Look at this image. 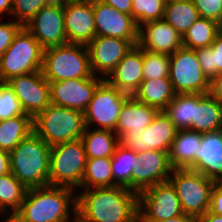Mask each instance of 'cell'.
<instances>
[{
	"label": "cell",
	"instance_id": "cell-1",
	"mask_svg": "<svg viewBox=\"0 0 222 222\" xmlns=\"http://www.w3.org/2000/svg\"><path fill=\"white\" fill-rule=\"evenodd\" d=\"M80 222H134L138 194L121 186L96 187L76 193Z\"/></svg>",
	"mask_w": 222,
	"mask_h": 222
},
{
	"label": "cell",
	"instance_id": "cell-2",
	"mask_svg": "<svg viewBox=\"0 0 222 222\" xmlns=\"http://www.w3.org/2000/svg\"><path fill=\"white\" fill-rule=\"evenodd\" d=\"M74 191L78 190L52 185L27 189L15 215L23 222H67L76 215Z\"/></svg>",
	"mask_w": 222,
	"mask_h": 222
},
{
	"label": "cell",
	"instance_id": "cell-3",
	"mask_svg": "<svg viewBox=\"0 0 222 222\" xmlns=\"http://www.w3.org/2000/svg\"><path fill=\"white\" fill-rule=\"evenodd\" d=\"M51 147L34 132L10 152V172L27 188L49 185Z\"/></svg>",
	"mask_w": 222,
	"mask_h": 222
},
{
	"label": "cell",
	"instance_id": "cell-4",
	"mask_svg": "<svg viewBox=\"0 0 222 222\" xmlns=\"http://www.w3.org/2000/svg\"><path fill=\"white\" fill-rule=\"evenodd\" d=\"M85 128L83 112L53 104L33 118V132L50 147L80 139Z\"/></svg>",
	"mask_w": 222,
	"mask_h": 222
},
{
	"label": "cell",
	"instance_id": "cell-5",
	"mask_svg": "<svg viewBox=\"0 0 222 222\" xmlns=\"http://www.w3.org/2000/svg\"><path fill=\"white\" fill-rule=\"evenodd\" d=\"M41 71L48 82L91 77L87 46L66 43L44 49Z\"/></svg>",
	"mask_w": 222,
	"mask_h": 222
},
{
	"label": "cell",
	"instance_id": "cell-6",
	"mask_svg": "<svg viewBox=\"0 0 222 222\" xmlns=\"http://www.w3.org/2000/svg\"><path fill=\"white\" fill-rule=\"evenodd\" d=\"M44 48L23 26L0 56V82L42 69Z\"/></svg>",
	"mask_w": 222,
	"mask_h": 222
},
{
	"label": "cell",
	"instance_id": "cell-7",
	"mask_svg": "<svg viewBox=\"0 0 222 222\" xmlns=\"http://www.w3.org/2000/svg\"><path fill=\"white\" fill-rule=\"evenodd\" d=\"M86 161L85 147L81 138L52 146L49 185L80 189Z\"/></svg>",
	"mask_w": 222,
	"mask_h": 222
},
{
	"label": "cell",
	"instance_id": "cell-8",
	"mask_svg": "<svg viewBox=\"0 0 222 222\" xmlns=\"http://www.w3.org/2000/svg\"><path fill=\"white\" fill-rule=\"evenodd\" d=\"M168 181L175 188L184 214L199 218L209 210L216 181L189 169H173Z\"/></svg>",
	"mask_w": 222,
	"mask_h": 222
},
{
	"label": "cell",
	"instance_id": "cell-9",
	"mask_svg": "<svg viewBox=\"0 0 222 222\" xmlns=\"http://www.w3.org/2000/svg\"><path fill=\"white\" fill-rule=\"evenodd\" d=\"M169 79L176 94H208L210 80L202 72L195 50L179 48L170 55Z\"/></svg>",
	"mask_w": 222,
	"mask_h": 222
},
{
	"label": "cell",
	"instance_id": "cell-10",
	"mask_svg": "<svg viewBox=\"0 0 222 222\" xmlns=\"http://www.w3.org/2000/svg\"><path fill=\"white\" fill-rule=\"evenodd\" d=\"M129 96L104 80L97 87L84 112L86 127L96 125L95 129L114 131L121 107Z\"/></svg>",
	"mask_w": 222,
	"mask_h": 222
},
{
	"label": "cell",
	"instance_id": "cell-11",
	"mask_svg": "<svg viewBox=\"0 0 222 222\" xmlns=\"http://www.w3.org/2000/svg\"><path fill=\"white\" fill-rule=\"evenodd\" d=\"M138 211L143 222H160L183 214L175 188L169 181L140 192Z\"/></svg>",
	"mask_w": 222,
	"mask_h": 222
},
{
	"label": "cell",
	"instance_id": "cell-12",
	"mask_svg": "<svg viewBox=\"0 0 222 222\" xmlns=\"http://www.w3.org/2000/svg\"><path fill=\"white\" fill-rule=\"evenodd\" d=\"M177 132L169 116L164 111H158L142 134L126 133L119 139V143L136 153L148 150L169 152Z\"/></svg>",
	"mask_w": 222,
	"mask_h": 222
},
{
	"label": "cell",
	"instance_id": "cell-13",
	"mask_svg": "<svg viewBox=\"0 0 222 222\" xmlns=\"http://www.w3.org/2000/svg\"><path fill=\"white\" fill-rule=\"evenodd\" d=\"M6 83L14 91L25 114L34 118L50 103V85L42 71L12 77Z\"/></svg>",
	"mask_w": 222,
	"mask_h": 222
},
{
	"label": "cell",
	"instance_id": "cell-14",
	"mask_svg": "<svg viewBox=\"0 0 222 222\" xmlns=\"http://www.w3.org/2000/svg\"><path fill=\"white\" fill-rule=\"evenodd\" d=\"M103 81L104 79L92 75L89 78L49 82L50 103L84 113L97 87Z\"/></svg>",
	"mask_w": 222,
	"mask_h": 222
},
{
	"label": "cell",
	"instance_id": "cell-15",
	"mask_svg": "<svg viewBox=\"0 0 222 222\" xmlns=\"http://www.w3.org/2000/svg\"><path fill=\"white\" fill-rule=\"evenodd\" d=\"M139 160L131 175V190L140 192L158 183L167 182L173 167L170 163L169 152L148 150L136 153Z\"/></svg>",
	"mask_w": 222,
	"mask_h": 222
},
{
	"label": "cell",
	"instance_id": "cell-16",
	"mask_svg": "<svg viewBox=\"0 0 222 222\" xmlns=\"http://www.w3.org/2000/svg\"><path fill=\"white\" fill-rule=\"evenodd\" d=\"M93 9L96 36L125 39L133 46L138 44L139 27L131 15L99 0L93 2Z\"/></svg>",
	"mask_w": 222,
	"mask_h": 222
},
{
	"label": "cell",
	"instance_id": "cell-17",
	"mask_svg": "<svg viewBox=\"0 0 222 222\" xmlns=\"http://www.w3.org/2000/svg\"><path fill=\"white\" fill-rule=\"evenodd\" d=\"M132 46L125 39L106 36L93 38L87 45L92 74L105 80Z\"/></svg>",
	"mask_w": 222,
	"mask_h": 222
},
{
	"label": "cell",
	"instance_id": "cell-18",
	"mask_svg": "<svg viewBox=\"0 0 222 222\" xmlns=\"http://www.w3.org/2000/svg\"><path fill=\"white\" fill-rule=\"evenodd\" d=\"M24 27L44 49L68 43L63 8L44 6Z\"/></svg>",
	"mask_w": 222,
	"mask_h": 222
},
{
	"label": "cell",
	"instance_id": "cell-19",
	"mask_svg": "<svg viewBox=\"0 0 222 222\" xmlns=\"http://www.w3.org/2000/svg\"><path fill=\"white\" fill-rule=\"evenodd\" d=\"M138 45L153 53L173 54L183 47V37L164 19L139 26Z\"/></svg>",
	"mask_w": 222,
	"mask_h": 222
},
{
	"label": "cell",
	"instance_id": "cell-20",
	"mask_svg": "<svg viewBox=\"0 0 222 222\" xmlns=\"http://www.w3.org/2000/svg\"><path fill=\"white\" fill-rule=\"evenodd\" d=\"M63 13L67 42L87 46L96 37L93 3L69 2Z\"/></svg>",
	"mask_w": 222,
	"mask_h": 222
},
{
	"label": "cell",
	"instance_id": "cell-21",
	"mask_svg": "<svg viewBox=\"0 0 222 222\" xmlns=\"http://www.w3.org/2000/svg\"><path fill=\"white\" fill-rule=\"evenodd\" d=\"M105 81L132 96L143 81V49L132 46Z\"/></svg>",
	"mask_w": 222,
	"mask_h": 222
},
{
	"label": "cell",
	"instance_id": "cell-22",
	"mask_svg": "<svg viewBox=\"0 0 222 222\" xmlns=\"http://www.w3.org/2000/svg\"><path fill=\"white\" fill-rule=\"evenodd\" d=\"M186 169L214 181H222V129L202 134L196 159Z\"/></svg>",
	"mask_w": 222,
	"mask_h": 222
},
{
	"label": "cell",
	"instance_id": "cell-23",
	"mask_svg": "<svg viewBox=\"0 0 222 222\" xmlns=\"http://www.w3.org/2000/svg\"><path fill=\"white\" fill-rule=\"evenodd\" d=\"M157 112L156 108L129 96L121 107L114 132L119 139L126 133H139L140 135L152 122Z\"/></svg>",
	"mask_w": 222,
	"mask_h": 222
},
{
	"label": "cell",
	"instance_id": "cell-24",
	"mask_svg": "<svg viewBox=\"0 0 222 222\" xmlns=\"http://www.w3.org/2000/svg\"><path fill=\"white\" fill-rule=\"evenodd\" d=\"M176 93L169 78L143 80L132 95L136 100L164 111Z\"/></svg>",
	"mask_w": 222,
	"mask_h": 222
},
{
	"label": "cell",
	"instance_id": "cell-25",
	"mask_svg": "<svg viewBox=\"0 0 222 222\" xmlns=\"http://www.w3.org/2000/svg\"><path fill=\"white\" fill-rule=\"evenodd\" d=\"M202 134L191 130H178L172 142L169 157L174 169H186L195 159L201 147Z\"/></svg>",
	"mask_w": 222,
	"mask_h": 222
},
{
	"label": "cell",
	"instance_id": "cell-26",
	"mask_svg": "<svg viewBox=\"0 0 222 222\" xmlns=\"http://www.w3.org/2000/svg\"><path fill=\"white\" fill-rule=\"evenodd\" d=\"M222 129V105L209 93L194 107L191 131L199 134Z\"/></svg>",
	"mask_w": 222,
	"mask_h": 222
},
{
	"label": "cell",
	"instance_id": "cell-27",
	"mask_svg": "<svg viewBox=\"0 0 222 222\" xmlns=\"http://www.w3.org/2000/svg\"><path fill=\"white\" fill-rule=\"evenodd\" d=\"M87 159L111 158L119 143L116 133L111 130L85 128L81 137Z\"/></svg>",
	"mask_w": 222,
	"mask_h": 222
},
{
	"label": "cell",
	"instance_id": "cell-28",
	"mask_svg": "<svg viewBox=\"0 0 222 222\" xmlns=\"http://www.w3.org/2000/svg\"><path fill=\"white\" fill-rule=\"evenodd\" d=\"M33 132V118L20 115L0 121V149L11 152Z\"/></svg>",
	"mask_w": 222,
	"mask_h": 222
},
{
	"label": "cell",
	"instance_id": "cell-29",
	"mask_svg": "<svg viewBox=\"0 0 222 222\" xmlns=\"http://www.w3.org/2000/svg\"><path fill=\"white\" fill-rule=\"evenodd\" d=\"M206 94H176L164 112L169 116L178 130H190L194 107Z\"/></svg>",
	"mask_w": 222,
	"mask_h": 222
},
{
	"label": "cell",
	"instance_id": "cell-30",
	"mask_svg": "<svg viewBox=\"0 0 222 222\" xmlns=\"http://www.w3.org/2000/svg\"><path fill=\"white\" fill-rule=\"evenodd\" d=\"M221 31L222 25L217 21L200 17L183 36V47L193 50L210 47Z\"/></svg>",
	"mask_w": 222,
	"mask_h": 222
},
{
	"label": "cell",
	"instance_id": "cell-31",
	"mask_svg": "<svg viewBox=\"0 0 222 222\" xmlns=\"http://www.w3.org/2000/svg\"><path fill=\"white\" fill-rule=\"evenodd\" d=\"M200 18L192 0H183L165 5L163 19L183 37Z\"/></svg>",
	"mask_w": 222,
	"mask_h": 222
},
{
	"label": "cell",
	"instance_id": "cell-32",
	"mask_svg": "<svg viewBox=\"0 0 222 222\" xmlns=\"http://www.w3.org/2000/svg\"><path fill=\"white\" fill-rule=\"evenodd\" d=\"M26 191L27 188L11 172L0 176V214H15Z\"/></svg>",
	"mask_w": 222,
	"mask_h": 222
},
{
	"label": "cell",
	"instance_id": "cell-33",
	"mask_svg": "<svg viewBox=\"0 0 222 222\" xmlns=\"http://www.w3.org/2000/svg\"><path fill=\"white\" fill-rule=\"evenodd\" d=\"M113 186H121L131 190V175L139 160L136 152L118 145L111 157Z\"/></svg>",
	"mask_w": 222,
	"mask_h": 222
},
{
	"label": "cell",
	"instance_id": "cell-34",
	"mask_svg": "<svg viewBox=\"0 0 222 222\" xmlns=\"http://www.w3.org/2000/svg\"><path fill=\"white\" fill-rule=\"evenodd\" d=\"M112 162L111 158L87 159L85 172L81 181L80 189L96 187H112Z\"/></svg>",
	"mask_w": 222,
	"mask_h": 222
},
{
	"label": "cell",
	"instance_id": "cell-35",
	"mask_svg": "<svg viewBox=\"0 0 222 222\" xmlns=\"http://www.w3.org/2000/svg\"><path fill=\"white\" fill-rule=\"evenodd\" d=\"M170 55L143 50V80L169 78Z\"/></svg>",
	"mask_w": 222,
	"mask_h": 222
},
{
	"label": "cell",
	"instance_id": "cell-36",
	"mask_svg": "<svg viewBox=\"0 0 222 222\" xmlns=\"http://www.w3.org/2000/svg\"><path fill=\"white\" fill-rule=\"evenodd\" d=\"M132 17L137 26L159 19H163L164 0H132Z\"/></svg>",
	"mask_w": 222,
	"mask_h": 222
},
{
	"label": "cell",
	"instance_id": "cell-37",
	"mask_svg": "<svg viewBox=\"0 0 222 222\" xmlns=\"http://www.w3.org/2000/svg\"><path fill=\"white\" fill-rule=\"evenodd\" d=\"M25 114L20 101L6 82H0V121Z\"/></svg>",
	"mask_w": 222,
	"mask_h": 222
},
{
	"label": "cell",
	"instance_id": "cell-38",
	"mask_svg": "<svg viewBox=\"0 0 222 222\" xmlns=\"http://www.w3.org/2000/svg\"><path fill=\"white\" fill-rule=\"evenodd\" d=\"M44 6V0H12L11 18L25 26Z\"/></svg>",
	"mask_w": 222,
	"mask_h": 222
},
{
	"label": "cell",
	"instance_id": "cell-39",
	"mask_svg": "<svg viewBox=\"0 0 222 222\" xmlns=\"http://www.w3.org/2000/svg\"><path fill=\"white\" fill-rule=\"evenodd\" d=\"M199 16L222 25V0H192Z\"/></svg>",
	"mask_w": 222,
	"mask_h": 222
},
{
	"label": "cell",
	"instance_id": "cell-40",
	"mask_svg": "<svg viewBox=\"0 0 222 222\" xmlns=\"http://www.w3.org/2000/svg\"><path fill=\"white\" fill-rule=\"evenodd\" d=\"M23 26L15 20L0 21V56L9 48L14 37Z\"/></svg>",
	"mask_w": 222,
	"mask_h": 222
},
{
	"label": "cell",
	"instance_id": "cell-41",
	"mask_svg": "<svg viewBox=\"0 0 222 222\" xmlns=\"http://www.w3.org/2000/svg\"><path fill=\"white\" fill-rule=\"evenodd\" d=\"M202 72L211 80L213 78V51L211 47L195 49Z\"/></svg>",
	"mask_w": 222,
	"mask_h": 222
},
{
	"label": "cell",
	"instance_id": "cell-42",
	"mask_svg": "<svg viewBox=\"0 0 222 222\" xmlns=\"http://www.w3.org/2000/svg\"><path fill=\"white\" fill-rule=\"evenodd\" d=\"M213 51V77L222 73V31L216 36L210 46Z\"/></svg>",
	"mask_w": 222,
	"mask_h": 222
},
{
	"label": "cell",
	"instance_id": "cell-43",
	"mask_svg": "<svg viewBox=\"0 0 222 222\" xmlns=\"http://www.w3.org/2000/svg\"><path fill=\"white\" fill-rule=\"evenodd\" d=\"M209 212L222 215V181H216L210 200Z\"/></svg>",
	"mask_w": 222,
	"mask_h": 222
},
{
	"label": "cell",
	"instance_id": "cell-44",
	"mask_svg": "<svg viewBox=\"0 0 222 222\" xmlns=\"http://www.w3.org/2000/svg\"><path fill=\"white\" fill-rule=\"evenodd\" d=\"M209 94L222 105V73L210 80Z\"/></svg>",
	"mask_w": 222,
	"mask_h": 222
},
{
	"label": "cell",
	"instance_id": "cell-45",
	"mask_svg": "<svg viewBox=\"0 0 222 222\" xmlns=\"http://www.w3.org/2000/svg\"><path fill=\"white\" fill-rule=\"evenodd\" d=\"M116 8L120 12H124L132 16V0H99Z\"/></svg>",
	"mask_w": 222,
	"mask_h": 222
},
{
	"label": "cell",
	"instance_id": "cell-46",
	"mask_svg": "<svg viewBox=\"0 0 222 222\" xmlns=\"http://www.w3.org/2000/svg\"><path fill=\"white\" fill-rule=\"evenodd\" d=\"M10 172V152L0 149V176Z\"/></svg>",
	"mask_w": 222,
	"mask_h": 222
},
{
	"label": "cell",
	"instance_id": "cell-47",
	"mask_svg": "<svg viewBox=\"0 0 222 222\" xmlns=\"http://www.w3.org/2000/svg\"><path fill=\"white\" fill-rule=\"evenodd\" d=\"M160 222H199L197 217L191 216V215H187V214H181L177 217L174 218H170L167 220H163Z\"/></svg>",
	"mask_w": 222,
	"mask_h": 222
},
{
	"label": "cell",
	"instance_id": "cell-48",
	"mask_svg": "<svg viewBox=\"0 0 222 222\" xmlns=\"http://www.w3.org/2000/svg\"><path fill=\"white\" fill-rule=\"evenodd\" d=\"M199 222H222V215L213 214L207 211L203 216L198 218Z\"/></svg>",
	"mask_w": 222,
	"mask_h": 222
},
{
	"label": "cell",
	"instance_id": "cell-49",
	"mask_svg": "<svg viewBox=\"0 0 222 222\" xmlns=\"http://www.w3.org/2000/svg\"><path fill=\"white\" fill-rule=\"evenodd\" d=\"M5 13L11 17L12 0H0V16L5 15Z\"/></svg>",
	"mask_w": 222,
	"mask_h": 222
},
{
	"label": "cell",
	"instance_id": "cell-50",
	"mask_svg": "<svg viewBox=\"0 0 222 222\" xmlns=\"http://www.w3.org/2000/svg\"><path fill=\"white\" fill-rule=\"evenodd\" d=\"M46 3V6H57L60 8H64L69 1L68 0H44Z\"/></svg>",
	"mask_w": 222,
	"mask_h": 222
},
{
	"label": "cell",
	"instance_id": "cell-51",
	"mask_svg": "<svg viewBox=\"0 0 222 222\" xmlns=\"http://www.w3.org/2000/svg\"><path fill=\"white\" fill-rule=\"evenodd\" d=\"M5 220L2 222H23L19 217H17L15 214H5ZM1 222V220H0Z\"/></svg>",
	"mask_w": 222,
	"mask_h": 222
},
{
	"label": "cell",
	"instance_id": "cell-52",
	"mask_svg": "<svg viewBox=\"0 0 222 222\" xmlns=\"http://www.w3.org/2000/svg\"><path fill=\"white\" fill-rule=\"evenodd\" d=\"M68 1L76 3H93L95 0H68Z\"/></svg>",
	"mask_w": 222,
	"mask_h": 222
},
{
	"label": "cell",
	"instance_id": "cell-53",
	"mask_svg": "<svg viewBox=\"0 0 222 222\" xmlns=\"http://www.w3.org/2000/svg\"><path fill=\"white\" fill-rule=\"evenodd\" d=\"M178 1H183V0H164L165 4H170V3H175V2H178Z\"/></svg>",
	"mask_w": 222,
	"mask_h": 222
},
{
	"label": "cell",
	"instance_id": "cell-54",
	"mask_svg": "<svg viewBox=\"0 0 222 222\" xmlns=\"http://www.w3.org/2000/svg\"><path fill=\"white\" fill-rule=\"evenodd\" d=\"M67 222H80L79 218L77 215H75V217H73V219L67 221Z\"/></svg>",
	"mask_w": 222,
	"mask_h": 222
},
{
	"label": "cell",
	"instance_id": "cell-55",
	"mask_svg": "<svg viewBox=\"0 0 222 222\" xmlns=\"http://www.w3.org/2000/svg\"><path fill=\"white\" fill-rule=\"evenodd\" d=\"M134 222H143L139 217Z\"/></svg>",
	"mask_w": 222,
	"mask_h": 222
}]
</instances>
